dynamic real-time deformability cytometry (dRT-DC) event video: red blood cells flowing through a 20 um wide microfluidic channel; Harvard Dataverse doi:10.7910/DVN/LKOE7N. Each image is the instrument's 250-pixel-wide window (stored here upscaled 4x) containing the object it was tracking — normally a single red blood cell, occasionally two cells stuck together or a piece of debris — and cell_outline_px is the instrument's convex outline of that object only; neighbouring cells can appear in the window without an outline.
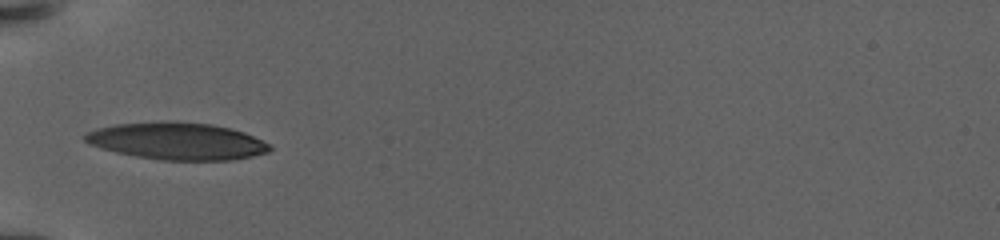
{"species": "human", "species_latin": "Homo sapiens", "temperature_condition": "warm", "stored_images_in_passage": 42, "camera_frame_rate_fps": 3000, "um_per_image_px": 0.085, "donor": {"sex": "female"}, "frame": {"image": 1, "passage_image": 1, "time_ms": 0.0, "image_size_px": [1000, 240], "cell_outline_px": [[272, 148], [268, 152], [252, 156], [232, 160], [160, 160], [136, 156], [116, 152], [100, 148], [88, 144], [84, 140], [84, 136], [88, 132], [100, 128], [116, 124], [212, 124], [244, 132], [268, 144]], "centroid_in_image_um": [15.06, 12.05], "position_along_channel_um": 69.9, "area_um2": 38.49}}
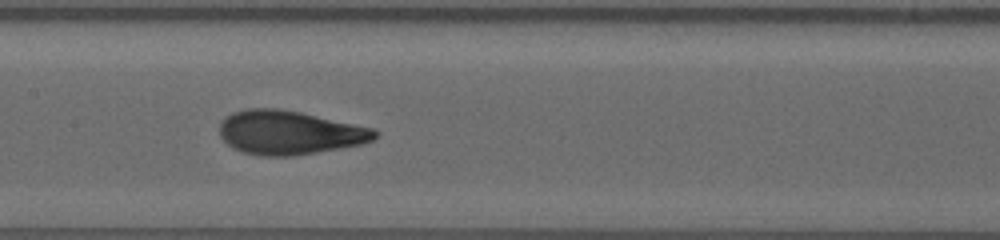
{"frame": {"image": 2, "passage_image": 18, "time_ms": 4.0, "image_size_px": [1000, 240], "cell_outline_px": [[380, 132], [372, 140], [364, 144], [292, 156], [260, 156], [244, 152], [232, 148], [220, 136], [220, 124], [232, 112], [248, 108], [280, 108], [300, 112], [372, 128]], "centroid_in_image_um": [24.59, 11.27], "position_along_channel_um": 182.8, "area_um2": 39.54}}
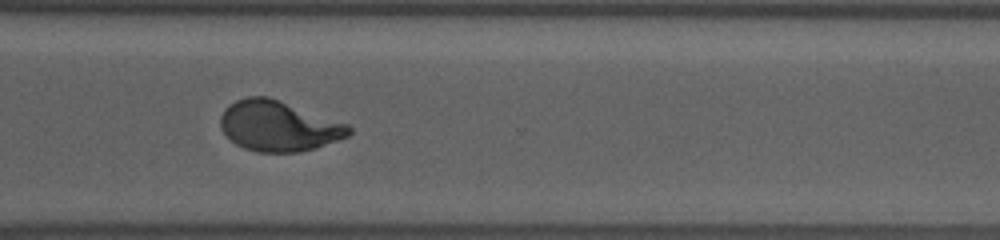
{"frame": {"image": 3, "passage_image": 41, "time_ms": 9.667, "image_size_px": [1000, 240], "cell_outline_px": [[352, 132], [348, 136], [316, 148], [300, 152], [256, 152], [244, 148], [236, 144], [220, 128], [220, 116], [224, 108], [236, 100], [248, 96], [268, 96], [348, 124], [352, 128]], "centroid_in_image_um": [23.67, 10.71], "position_along_channel_um": 346.9, "area_um2": 37.69}}